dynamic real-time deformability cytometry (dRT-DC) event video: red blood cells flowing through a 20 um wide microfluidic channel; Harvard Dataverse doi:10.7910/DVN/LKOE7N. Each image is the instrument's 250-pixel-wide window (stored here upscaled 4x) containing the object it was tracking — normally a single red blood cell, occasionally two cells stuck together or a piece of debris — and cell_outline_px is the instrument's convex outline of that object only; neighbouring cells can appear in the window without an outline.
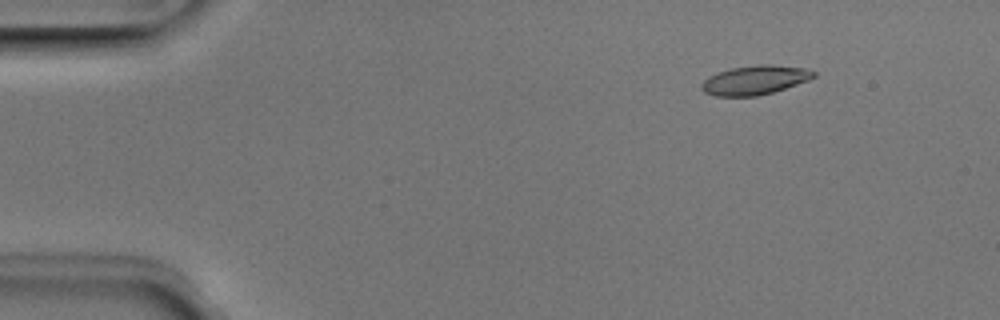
{"species": "Egyptian fruit bat (a non-hibernating species)", "species_latin": "Rousettus aegyptiacus", "temperature_condition": "room temperature", "stored_images_in_passage": 3, "camera_frame_rate_fps": 3000, "um_per_image_px": 0.085, "animal": {"sex": "male"}, "frame": {"image": 1, "passage_image": 1, "time_ms": 0.0, "image_size_px": [1000, 320], "cell_outline_px": [[816, 76], [808, 80], [772, 92], [756, 96], [716, 96], [704, 92], [700, 88], [700, 84], [708, 76], [732, 68], [760, 64], [772, 64], [804, 68], [816, 72]], "centroid_in_image_um": [64.14, 6.8], "position_along_channel_um": 20.9, "area_um2": 18.9}}